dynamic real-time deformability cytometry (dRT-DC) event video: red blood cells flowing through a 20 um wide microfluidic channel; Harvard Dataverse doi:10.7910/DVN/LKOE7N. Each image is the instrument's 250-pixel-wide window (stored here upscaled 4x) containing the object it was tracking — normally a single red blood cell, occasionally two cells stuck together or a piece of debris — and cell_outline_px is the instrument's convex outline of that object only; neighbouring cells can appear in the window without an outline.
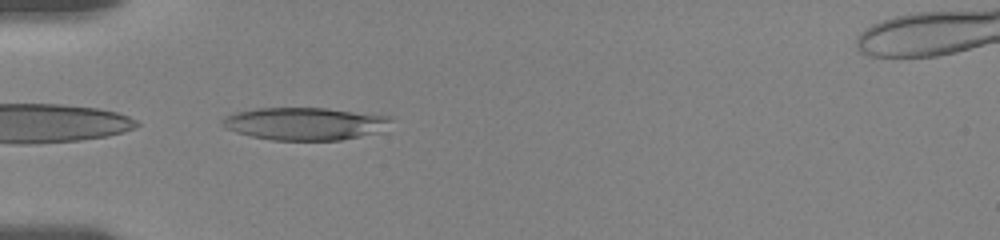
{"species": "human", "species_latin": "Homo sapiens", "temperature_condition": "room temperature", "stored_images_in_passage": 39, "camera_frame_rate_fps": 3000, "um_per_image_px": 0.085, "donor": {"sex": "female"}, "frame": {"image": 1, "passage_image": 1, "time_ms": 0.0, "image_size_px": [1000, 240], "cell_outline_px": [[392, 120], [384, 132], [340, 140], [272, 140], [252, 136], [236, 132], [224, 128], [220, 124], [220, 120], [224, 116], [236, 112], [256, 108], [328, 108], [392, 116]], "centroid_in_image_um": [25.94, 10.51], "position_along_channel_um": 59.1, "area_um2": 32.48}}
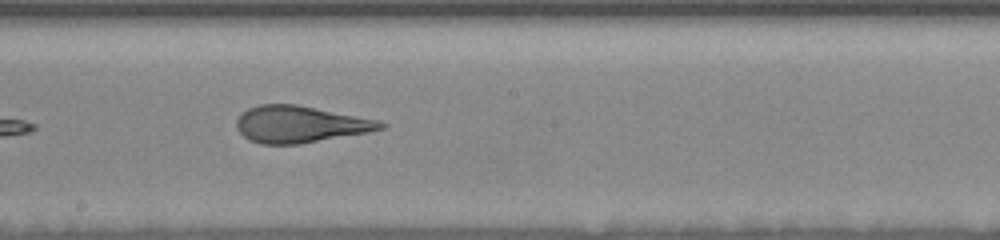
{"frame": {"image": 2, "passage_image": 15, "time_ms": 4.667, "image_size_px": [1000, 240], "cell_outline_px": [[388, 124], [384, 128], [368, 132], [296, 144], [260, 144], [248, 140], [236, 128], [236, 120], [248, 108], [260, 104], [296, 104], [380, 120]], "centroid_in_image_um": [25.5, 10.56], "position_along_channel_um": 222.7, "area_um2": 30.69}}
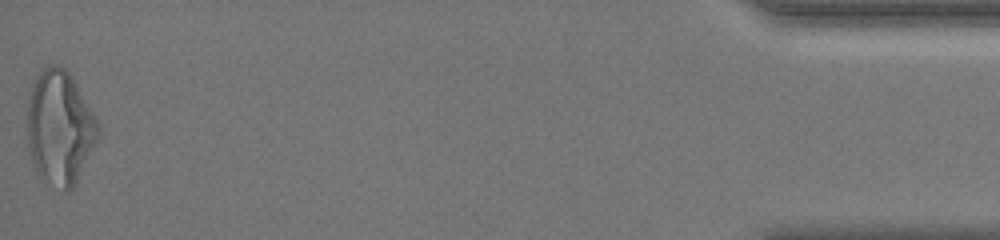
{"frame": {"image": 3, "passage_image": 39, "time_ms": 12.667, "image_size_px": [1000, 240], "cell_outline_px": [[100, 132], [76, 184], [72, 188], [64, 188], [40, 176], [36, 172], [32, 164], [28, 144], [28, 92], [32, 84], [40, 72], [48, 64], [56, 64], [64, 68], [72, 76], [96, 116], [100, 124]], "centroid_in_image_um": [5.08, 10.78], "position_along_channel_um": 430.1, "area_um2": 46.76}, "authors_computed_cell_mechanics": {"area_um2": 31.6744, "velocity_mm_per_s": 3.6395, "shape_relaxation_time_tau1_ms": 4.1661, "shape_relaxation_time_tau2_ms": 1.0714, "deformation_change_tau1": 0.1715, "deformation_change_tau2": 0.1028}}